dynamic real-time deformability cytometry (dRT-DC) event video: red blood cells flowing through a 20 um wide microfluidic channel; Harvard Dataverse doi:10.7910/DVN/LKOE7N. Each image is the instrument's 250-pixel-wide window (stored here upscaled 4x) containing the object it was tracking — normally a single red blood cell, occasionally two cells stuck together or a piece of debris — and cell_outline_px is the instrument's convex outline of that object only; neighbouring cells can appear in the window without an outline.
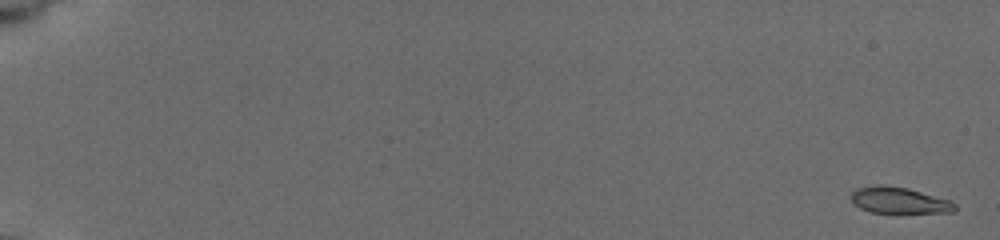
{"species": "common noctule bat (a hibernating species)", "species_latin": "Nyctalus noctula", "temperature_condition": "cold", "stored_images_in_passage": 25, "camera_frame_rate_fps": 3000, "um_per_image_px": 0.085, "animal": {"sex": "female", "body_mass_g": 19.5, "forearm_length_mm": 54.1}, "frame": {"image": 1, "passage_image": 1, "time_ms": 0.0, "image_size_px": [1000, 240], "cell_outline_px": [[956, 208], [952, 212], [872, 212], [860, 208], [852, 200], [852, 192], [856, 188], [876, 184], [880, 184], [908, 188], [952, 200], [956, 204]], "centroid_in_image_um": [76.44, 17.01], "position_along_channel_um": 8.6, "area_um2": 15.78}}
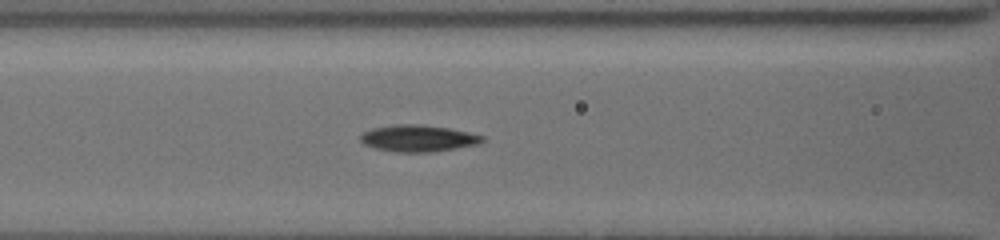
{"frame": {"image": 2, "passage_image": 19, "time_ms": 8.667, "image_size_px": [1000, 240], "cell_outline_px": [[484, 140], [480, 144], [436, 152], [396, 152], [376, 148], [364, 144], [360, 140], [360, 136], [364, 132], [372, 128], [396, 124], [424, 124], [448, 128], [468, 132], [484, 136]], "centroid_in_image_um": [35.57, 11.76], "position_along_channel_um": 131.0, "area_um2": 19.07}}
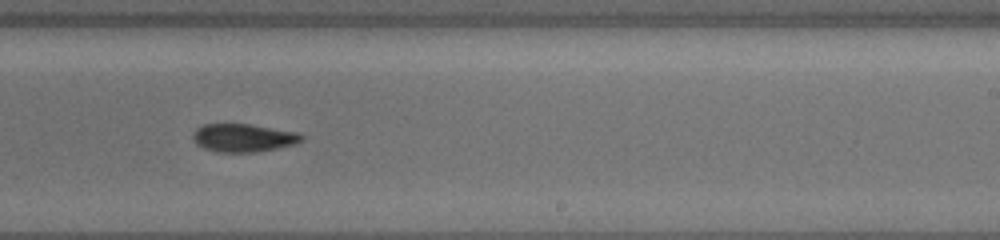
{"frame": {"image": 3, "passage_image": 23, "time_ms": 12.333, "image_size_px": [1000, 240], "cell_outline_px": [[304, 136], [296, 144], [256, 152], [216, 152], [204, 148], [196, 144], [192, 136], [196, 128], [204, 124], [252, 124], [300, 132]], "centroid_in_image_um": [20.69, 11.71], "position_along_channel_um": 268.3, "area_um2": 17.92}}